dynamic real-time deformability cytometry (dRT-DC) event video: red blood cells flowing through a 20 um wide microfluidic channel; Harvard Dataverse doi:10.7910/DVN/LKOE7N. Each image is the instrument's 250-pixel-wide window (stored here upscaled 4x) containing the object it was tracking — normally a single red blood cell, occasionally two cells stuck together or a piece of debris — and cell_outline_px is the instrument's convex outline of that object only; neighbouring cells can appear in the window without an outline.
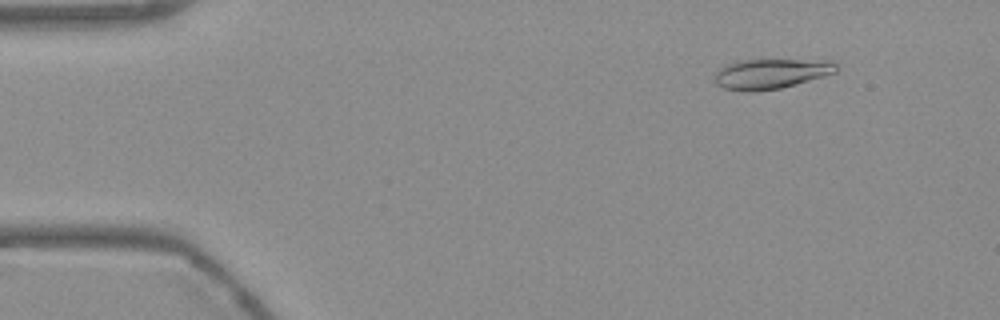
{"species": "Egyptian fruit bat (a non-hibernating species)", "species_latin": "Rousettus aegyptiacus", "temperature_condition": "warm", "stored_images_in_passage": 54, "camera_frame_rate_fps": 3000, "um_per_image_px": 0.085, "frame": {"image": 1, "passage_image": 6, "time_ms": 1.667, "image_size_px": [1000, 320], "cell_outline_px": [[836, 72], [824, 76], [780, 88], [752, 92], [744, 92], [724, 88], [716, 84], [716, 72], [724, 64], [740, 60], [832, 60], [836, 64]], "centroid_in_image_um": [65.51, 6.26], "position_along_channel_um": 19.5, "area_um2": 21.21}}
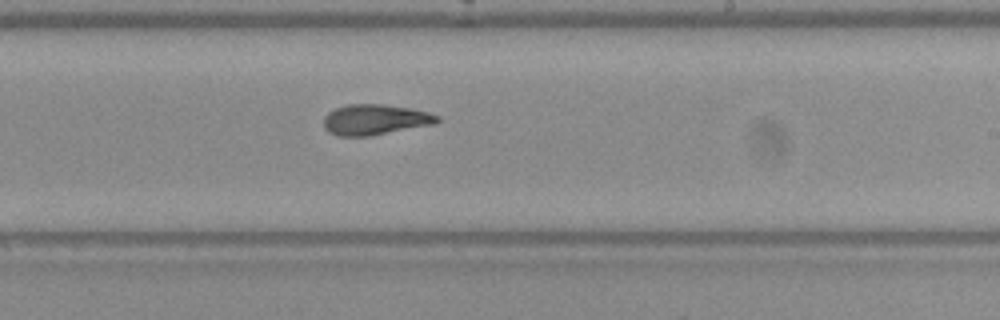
{"frame": {"image": 2, "passage_image": 32, "time_ms": 10.333, "image_size_px": [1000, 320], "cell_outline_px": [[440, 120], [436, 124], [368, 136], [336, 136], [328, 132], [324, 128], [324, 116], [328, 112], [336, 108], [348, 104], [384, 104], [412, 108], [428, 112], [440, 116]], "centroid_in_image_um": [31.89, 10.17], "position_along_channel_um": 257.1, "area_um2": 20.4}}
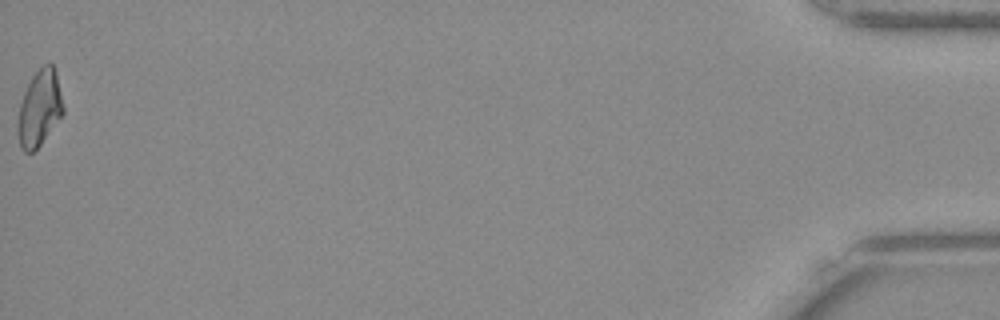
{"frame": {"image": 3, "passage_image": 54, "time_ms": 17.667, "image_size_px": [1000, 320], "cell_outline_px": [[64, 112], [40, 144], [32, 152], [24, 152], [20, 148], [16, 128], [16, 120], [20, 104], [24, 92], [32, 76], [44, 64], [52, 64], [56, 68], [64, 108]], "centroid_in_image_um": [3.34, 9.2], "position_along_channel_um": 431.9, "area_um2": 20.17}, "authors_computed_cell_mechanics": {"area_um2": 20.4034, "velocity_mm_per_s": 3.7658, "shape_relaxation_time_tau1_ms": null, "shape_relaxation_time_tau2_ms": 3.7708, "deformation_change_tau1": null, "deformation_change_tau2": 0.1036}}